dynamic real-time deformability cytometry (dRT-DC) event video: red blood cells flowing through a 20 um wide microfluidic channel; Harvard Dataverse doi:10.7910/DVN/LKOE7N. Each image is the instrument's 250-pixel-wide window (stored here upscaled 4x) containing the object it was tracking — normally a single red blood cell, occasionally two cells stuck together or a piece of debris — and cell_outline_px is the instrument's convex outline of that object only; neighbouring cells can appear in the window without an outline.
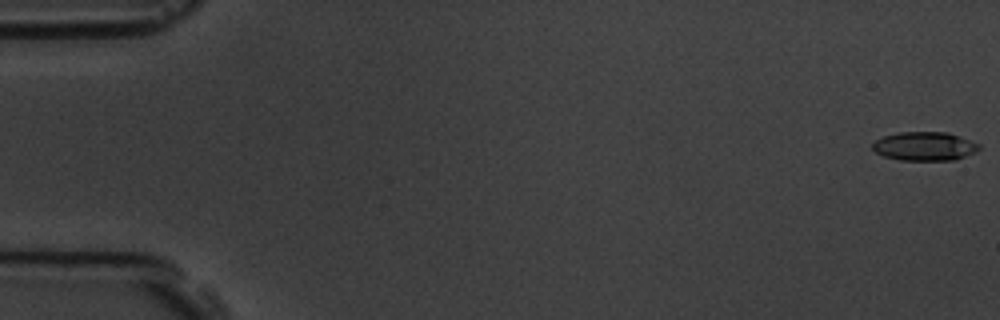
{"species": "common noctule bat (a hibernating species)", "species_latin": "Nyctalus noctula", "temperature_condition": "room temperature", "stored_images_in_passage": 57, "camera_frame_rate_fps": 3000, "um_per_image_px": 0.085, "animal": {"sex": "male", "body_mass_g": 19.5, "forearm_length_mm": 54.6}, "frame": {"image": 1, "passage_image": 1, "time_ms": 0.0, "image_size_px": [1000, 320], "cell_outline_px": [[980, 148], [976, 152], [956, 160], [900, 160], [884, 156], [876, 152], [872, 148], [872, 144], [876, 140], [884, 136], [900, 132], [948, 132], [980, 144]], "centroid_in_image_um": [78.61, 12.43], "position_along_channel_um": 6.4, "area_um2": 17.86}}
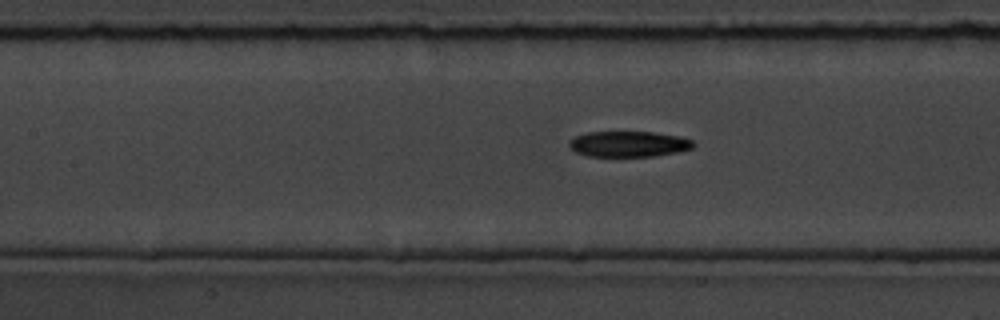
{"frame": {"image": 2, "passage_image": 26, "time_ms": 8.333, "image_size_px": [1000, 320], "cell_outline_px": [[696, 144], [692, 148], [676, 152], [652, 156], [588, 156], [576, 152], [568, 144], [576, 136], [588, 132], [652, 132], [680, 136], [692, 140]], "centroid_in_image_um": [53.47, 12.24], "position_along_channel_um": 153.9, "area_um2": 18.38}}
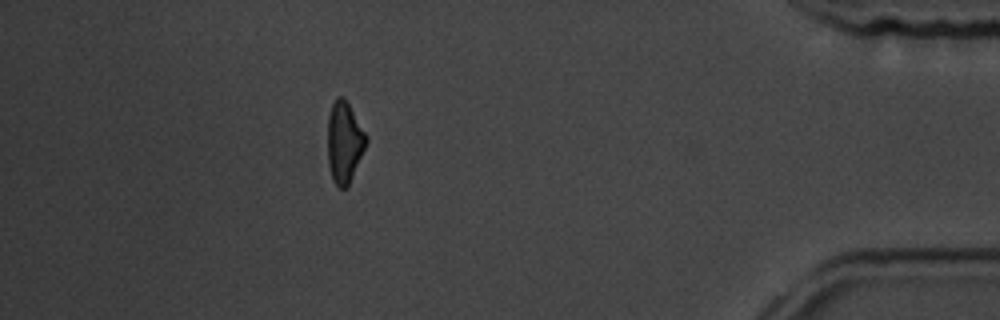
{"frame": {"image": 3, "passage_image": 51, "time_ms": 16.667, "image_size_px": [1000, 320], "cell_outline_px": [[368, 140], [352, 176], [348, 184], [344, 188], [340, 188], [332, 180], [328, 164], [328, 116], [332, 104], [336, 96], [344, 96], [368, 136]], "centroid_in_image_um": [29.26, 12.04], "position_along_channel_um": 405.9, "area_um2": 18.15}, "authors_computed_cell_mechanics": {"area_um2": 18.8428, "velocity_mm_per_s": 3.6219, "shape_relaxation_time_tau1_ms": 3.8927, "shape_relaxation_time_tau2_ms": 6.5623, "deformation_change_tau1": 0.1477, "deformation_change_tau2": 0.1709}}